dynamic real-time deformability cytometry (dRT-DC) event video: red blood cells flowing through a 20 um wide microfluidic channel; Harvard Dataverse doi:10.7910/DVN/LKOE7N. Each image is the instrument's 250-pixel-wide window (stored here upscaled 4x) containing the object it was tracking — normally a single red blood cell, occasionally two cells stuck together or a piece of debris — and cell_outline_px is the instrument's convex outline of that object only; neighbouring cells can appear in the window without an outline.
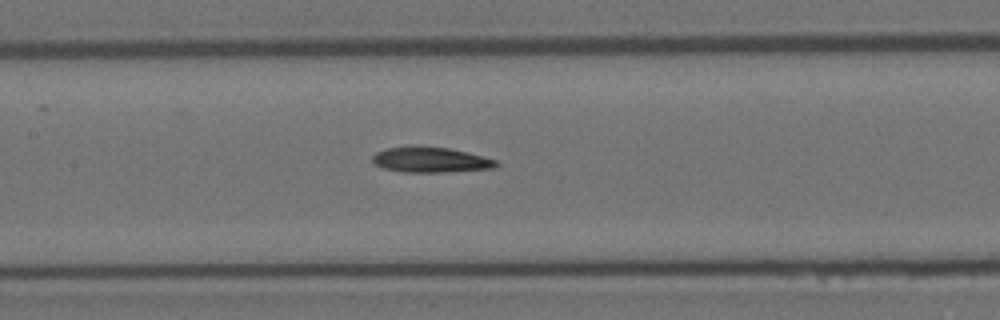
{"species": "Egyptian fruit bat (a non-hibernating species)", "species_latin": "Rousettus aegyptiacus", "temperature_condition": "room temperature", "stored_images_in_passage": 7, "camera_frame_rate_fps": 3000, "um_per_image_px": 0.085, "animal": {"sex": "female"}, "frame": {"image": 1, "passage_image": 7, "time_ms": 2.0, "image_size_px": [1000, 320], "cell_outline_px": [[500, 164], [496, 168], [448, 172], [400, 172], [384, 168], [376, 164], [372, 160], [372, 156], [376, 152], [384, 148], [416, 144], [448, 148], [468, 152], [500, 160]], "centroid_in_image_um": [36.63, 13.56], "position_along_channel_um": 170.8, "area_um2": 18.96}}